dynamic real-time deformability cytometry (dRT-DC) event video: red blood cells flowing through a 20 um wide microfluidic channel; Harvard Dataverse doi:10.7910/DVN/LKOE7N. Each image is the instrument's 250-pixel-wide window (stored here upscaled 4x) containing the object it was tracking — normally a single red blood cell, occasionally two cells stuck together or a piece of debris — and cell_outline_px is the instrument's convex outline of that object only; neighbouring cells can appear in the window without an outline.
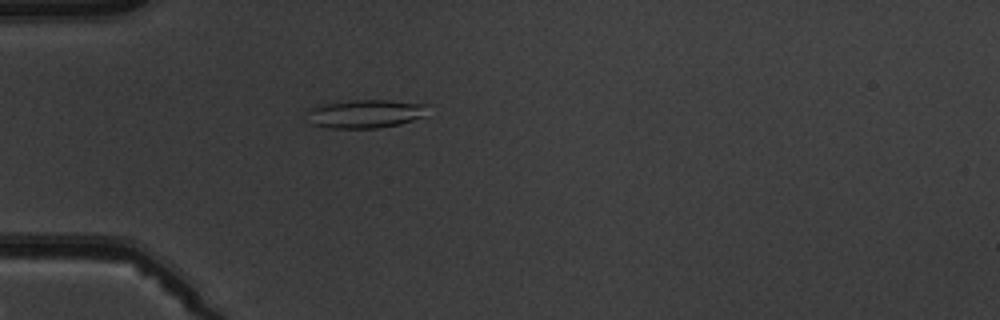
{"species": "common noctule bat (a hibernating species)", "species_latin": "Nyctalus noctula", "temperature_condition": "warm", "stored_images_in_passage": 2, "camera_frame_rate_fps": 3000, "um_per_image_px": 0.085, "animal": {"sex": "male", "body_mass_g": 19.5, "forearm_length_mm": 54.6}, "frame": {"image": 1, "passage_image": 2, "time_ms": 1.0, "image_size_px": [1000, 320], "cell_outline_px": [[428, 104], [424, 116], [400, 124], [376, 128], [328, 128], [312, 124], [304, 112], [308, 108], [324, 104], [356, 100], [388, 100]], "centroid_in_image_um": [31.01, 9.67], "position_along_channel_um": 54.0, "area_um2": 20.0}}